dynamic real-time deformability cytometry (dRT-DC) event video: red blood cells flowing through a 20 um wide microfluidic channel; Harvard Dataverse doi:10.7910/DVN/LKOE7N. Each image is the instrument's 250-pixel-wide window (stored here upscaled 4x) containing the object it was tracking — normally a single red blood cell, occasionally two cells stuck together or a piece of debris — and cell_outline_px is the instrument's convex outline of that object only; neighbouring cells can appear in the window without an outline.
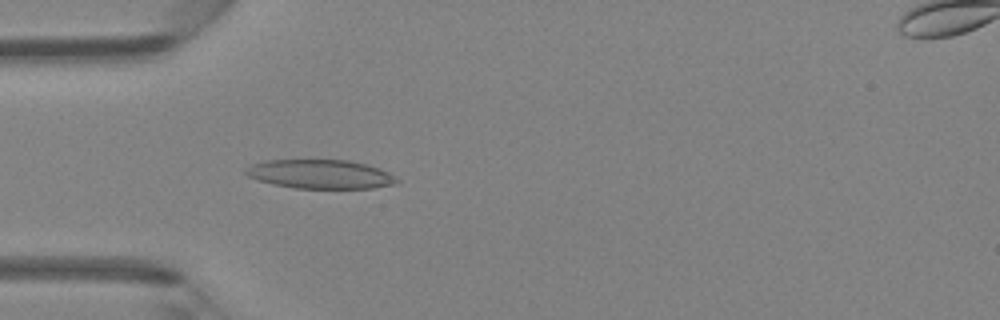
{"species": "Egyptian fruit bat (a non-hibernating species)", "species_latin": "Rousettus aegyptiacus", "temperature_condition": "room temperature", "stored_images_in_passage": 47, "camera_frame_rate_fps": 3000, "um_per_image_px": 0.085, "animal": {"sex": "female"}, "frame": {"image": 1, "passage_image": 14, "time_ms": 4.333, "image_size_px": [1000, 320], "cell_outline_px": [[400, 180], [396, 184], [372, 188], [296, 188], [272, 184], [256, 180], [248, 176], [244, 172], [244, 168], [252, 164], [268, 160], [348, 160], [380, 168], [388, 172]], "centroid_in_image_um": [27.21, 14.8], "position_along_channel_um": 57.8, "area_um2": 25.55}}
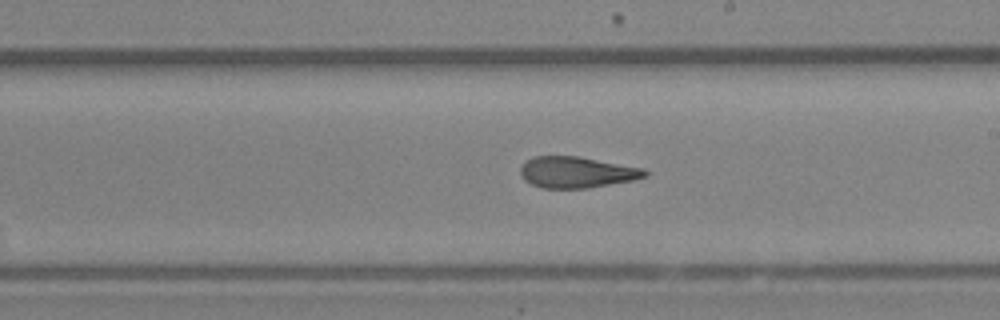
{"frame": {"image": 2, "passage_image": 27, "time_ms": 8.667, "image_size_px": [1000, 320], "cell_outline_px": [[648, 176], [632, 180], [588, 188], [540, 188], [524, 180], [520, 172], [520, 168], [532, 156], [580, 156], [644, 168], [648, 172]], "centroid_in_image_um": [49.03, 14.64], "position_along_channel_um": 240.0, "area_um2": 22.66}}
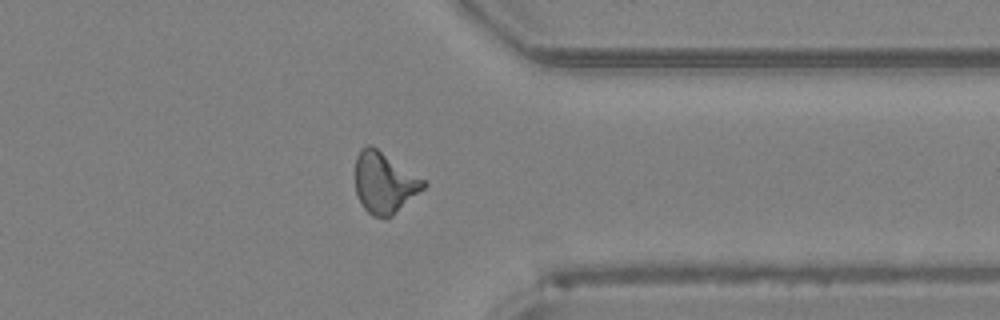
{"frame": {"image": 3, "passage_image": 37, "time_ms": 12.0, "image_size_px": [1000, 320], "cell_outline_px": [[428, 184], [424, 188], [392, 216], [384, 220], [372, 216], [360, 204], [356, 196], [356, 156], [360, 148], [368, 144], [372, 144], [424, 180]], "centroid_in_image_um": [32.64, 15.54], "position_along_channel_um": 378.8, "area_um2": 24.45}, "authors_computed_cell_mechanics": {"area_um2": 23.5824, "velocity_mm_per_s": 4.3241, "shape_relaxation_time_tau1_ms": null, "shape_relaxation_time_tau2_ms": 2.7089, "deformation_change_tau1": null, "deformation_change_tau2": 0.0927}}